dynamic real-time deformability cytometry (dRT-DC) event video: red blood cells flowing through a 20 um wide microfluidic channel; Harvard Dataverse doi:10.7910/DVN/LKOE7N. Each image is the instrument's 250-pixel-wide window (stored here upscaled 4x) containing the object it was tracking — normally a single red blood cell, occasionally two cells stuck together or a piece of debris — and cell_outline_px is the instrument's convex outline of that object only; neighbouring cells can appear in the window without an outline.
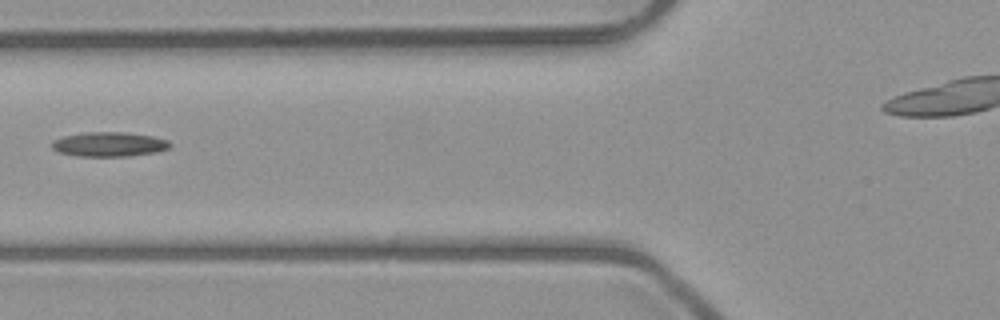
{"species": "common noctule bat (a hibernating species)", "species_latin": "Nyctalus noctula", "temperature_condition": "room temperature", "stored_images_in_passage": 4, "camera_frame_rate_fps": 3000, "um_per_image_px": 0.085, "animal": {"sex": "male", "body_mass_g": 23.1, "forearm_length_mm": 52.7}, "frame": {"image": 1, "passage_image": 4, "time_ms": 3.333, "image_size_px": [1000, 320], "cell_outline_px": [[172, 144], [168, 148], [156, 152], [128, 156], [80, 156], [56, 152], [52, 148], [52, 140], [64, 136], [84, 132], [128, 132], [152, 136], [168, 140]], "centroid_in_image_um": [9.26, 12.26], "position_along_channel_um": 116.5, "area_um2": 16.94}}